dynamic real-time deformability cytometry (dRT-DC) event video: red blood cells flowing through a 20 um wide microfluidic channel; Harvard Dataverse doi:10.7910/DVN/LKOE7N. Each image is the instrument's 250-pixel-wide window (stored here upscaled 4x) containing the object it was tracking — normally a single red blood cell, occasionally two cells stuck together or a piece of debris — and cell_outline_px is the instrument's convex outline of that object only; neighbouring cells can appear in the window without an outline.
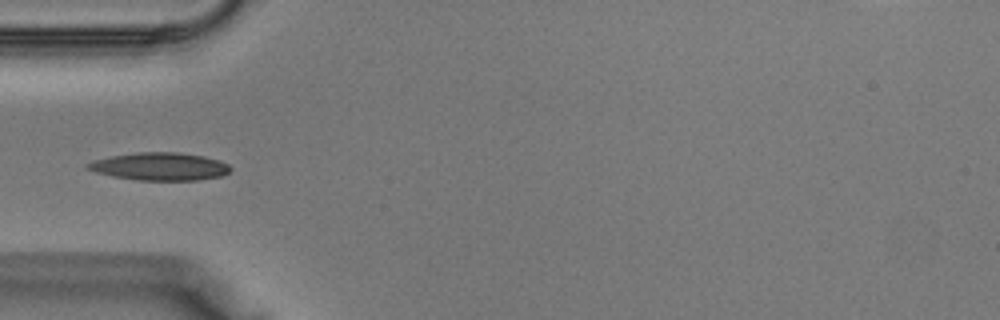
{"species": "Egyptian fruit bat (a non-hibernating species)", "species_latin": "Rousettus aegyptiacus", "temperature_condition": "warm", "stored_images_in_passage": 27, "camera_frame_rate_fps": 3000, "um_per_image_px": 0.085, "animal": {"sex": "male"}, "frame": {"image": 1, "passage_image": 1, "time_ms": 0.0, "image_size_px": [1000, 320], "cell_outline_px": [[232, 168], [228, 172], [220, 176], [200, 180], [140, 180], [112, 176], [96, 172], [84, 168], [84, 164], [92, 160], [112, 156], [136, 152], [176, 152], [204, 156], [220, 160], [228, 164]], "centroid_in_image_um": [13.56, 14.14], "position_along_channel_um": 71.4, "area_um2": 23.18}}
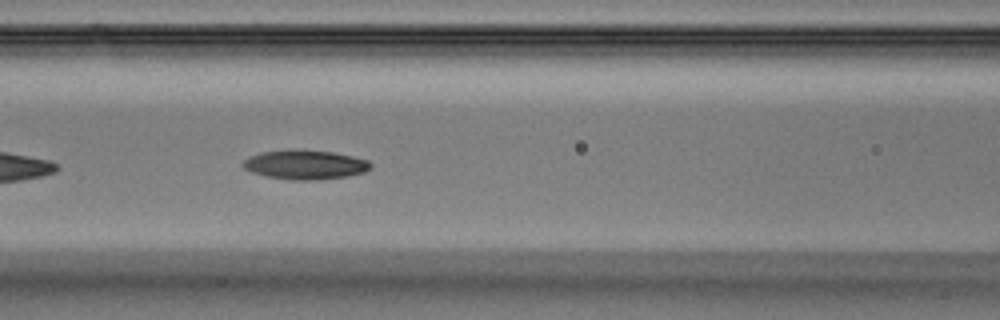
{"frame": {"image": 2, "passage_image": 5, "time_ms": 1.333, "image_size_px": [1000, 320], "cell_outline_px": [[372, 168], [364, 172], [348, 176], [316, 180], [292, 180], [268, 176], [252, 172], [244, 168], [240, 164], [248, 156], [260, 152], [288, 148], [332, 152], [352, 156], [368, 160], [372, 164]], "centroid_in_image_um": [25.91, 13.98], "position_along_channel_um": 140.7, "area_um2": 22.08}}
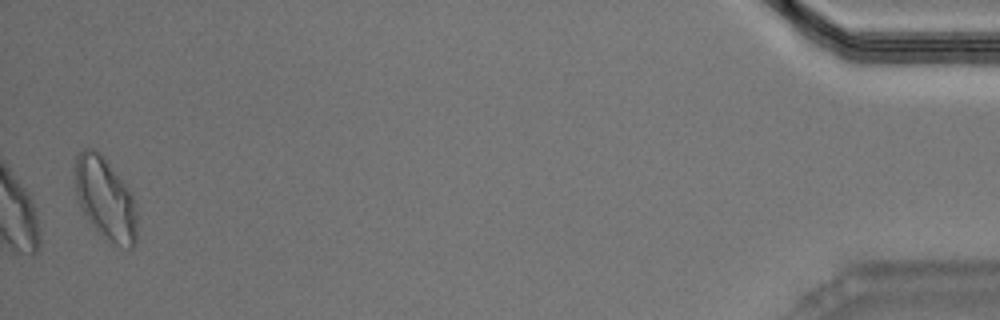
{"frame": {"image": 3, "passage_image": 27, "time_ms": 8.667, "image_size_px": [1000, 320], "cell_outline_px": [[136, 240], [132, 248], [128, 248], [104, 240], [92, 224], [84, 212], [76, 196], [72, 168], [76, 152], [84, 148], [92, 148], [104, 156], [132, 192], [136, 208]], "centroid_in_image_um": [8.92, 16.83], "position_along_channel_um": 426.3, "area_um2": 30.29}}